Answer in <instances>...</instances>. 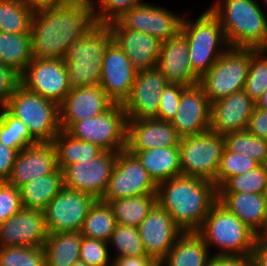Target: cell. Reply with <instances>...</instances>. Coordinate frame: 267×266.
<instances>
[{
    "mask_svg": "<svg viewBox=\"0 0 267 266\" xmlns=\"http://www.w3.org/2000/svg\"><path fill=\"white\" fill-rule=\"evenodd\" d=\"M180 166L182 175L213 182L225 149L223 135L207 131L180 138Z\"/></svg>",
    "mask_w": 267,
    "mask_h": 266,
    "instance_id": "cell-9",
    "label": "cell"
},
{
    "mask_svg": "<svg viewBox=\"0 0 267 266\" xmlns=\"http://www.w3.org/2000/svg\"><path fill=\"white\" fill-rule=\"evenodd\" d=\"M267 49L250 48L245 93L256 103L267 89Z\"/></svg>",
    "mask_w": 267,
    "mask_h": 266,
    "instance_id": "cell-39",
    "label": "cell"
},
{
    "mask_svg": "<svg viewBox=\"0 0 267 266\" xmlns=\"http://www.w3.org/2000/svg\"><path fill=\"white\" fill-rule=\"evenodd\" d=\"M263 166L265 167L266 174H267V157H266V160H265V162H264Z\"/></svg>",
    "mask_w": 267,
    "mask_h": 266,
    "instance_id": "cell-61",
    "label": "cell"
},
{
    "mask_svg": "<svg viewBox=\"0 0 267 266\" xmlns=\"http://www.w3.org/2000/svg\"><path fill=\"white\" fill-rule=\"evenodd\" d=\"M0 142L19 151L38 143L27 126L11 115L4 107L0 108Z\"/></svg>",
    "mask_w": 267,
    "mask_h": 266,
    "instance_id": "cell-38",
    "label": "cell"
},
{
    "mask_svg": "<svg viewBox=\"0 0 267 266\" xmlns=\"http://www.w3.org/2000/svg\"><path fill=\"white\" fill-rule=\"evenodd\" d=\"M184 15H176L166 8L142 3L108 23L110 28H128L151 35L161 42L176 36L181 30Z\"/></svg>",
    "mask_w": 267,
    "mask_h": 266,
    "instance_id": "cell-12",
    "label": "cell"
},
{
    "mask_svg": "<svg viewBox=\"0 0 267 266\" xmlns=\"http://www.w3.org/2000/svg\"><path fill=\"white\" fill-rule=\"evenodd\" d=\"M115 103L100 85L71 90L59 104V122L67 130L74 122L98 116Z\"/></svg>",
    "mask_w": 267,
    "mask_h": 266,
    "instance_id": "cell-21",
    "label": "cell"
},
{
    "mask_svg": "<svg viewBox=\"0 0 267 266\" xmlns=\"http://www.w3.org/2000/svg\"><path fill=\"white\" fill-rule=\"evenodd\" d=\"M225 148L236 154H244L263 165L267 157V140L252 135L247 130L223 136Z\"/></svg>",
    "mask_w": 267,
    "mask_h": 266,
    "instance_id": "cell-37",
    "label": "cell"
},
{
    "mask_svg": "<svg viewBox=\"0 0 267 266\" xmlns=\"http://www.w3.org/2000/svg\"><path fill=\"white\" fill-rule=\"evenodd\" d=\"M70 266H88V265L79 260L77 262L72 263Z\"/></svg>",
    "mask_w": 267,
    "mask_h": 266,
    "instance_id": "cell-57",
    "label": "cell"
},
{
    "mask_svg": "<svg viewBox=\"0 0 267 266\" xmlns=\"http://www.w3.org/2000/svg\"><path fill=\"white\" fill-rule=\"evenodd\" d=\"M170 123L180 138L210 130V102L199 84L182 90L177 113Z\"/></svg>",
    "mask_w": 267,
    "mask_h": 266,
    "instance_id": "cell-20",
    "label": "cell"
},
{
    "mask_svg": "<svg viewBox=\"0 0 267 266\" xmlns=\"http://www.w3.org/2000/svg\"><path fill=\"white\" fill-rule=\"evenodd\" d=\"M145 255L154 262H161L172 249L175 241L184 233L171 215L156 203L137 227Z\"/></svg>",
    "mask_w": 267,
    "mask_h": 266,
    "instance_id": "cell-16",
    "label": "cell"
},
{
    "mask_svg": "<svg viewBox=\"0 0 267 266\" xmlns=\"http://www.w3.org/2000/svg\"><path fill=\"white\" fill-rule=\"evenodd\" d=\"M26 1L34 10L41 8L63 6L71 3L69 0H26Z\"/></svg>",
    "mask_w": 267,
    "mask_h": 266,
    "instance_id": "cell-54",
    "label": "cell"
},
{
    "mask_svg": "<svg viewBox=\"0 0 267 266\" xmlns=\"http://www.w3.org/2000/svg\"><path fill=\"white\" fill-rule=\"evenodd\" d=\"M207 266H254L251 255L215 256L212 255Z\"/></svg>",
    "mask_w": 267,
    "mask_h": 266,
    "instance_id": "cell-51",
    "label": "cell"
},
{
    "mask_svg": "<svg viewBox=\"0 0 267 266\" xmlns=\"http://www.w3.org/2000/svg\"><path fill=\"white\" fill-rule=\"evenodd\" d=\"M0 266H45L42 247H0Z\"/></svg>",
    "mask_w": 267,
    "mask_h": 266,
    "instance_id": "cell-43",
    "label": "cell"
},
{
    "mask_svg": "<svg viewBox=\"0 0 267 266\" xmlns=\"http://www.w3.org/2000/svg\"><path fill=\"white\" fill-rule=\"evenodd\" d=\"M118 152L104 151L90 161L67 165L63 170V186L102 200L116 164Z\"/></svg>",
    "mask_w": 267,
    "mask_h": 266,
    "instance_id": "cell-13",
    "label": "cell"
},
{
    "mask_svg": "<svg viewBox=\"0 0 267 266\" xmlns=\"http://www.w3.org/2000/svg\"><path fill=\"white\" fill-rule=\"evenodd\" d=\"M47 237L41 210L22 209L0 224V247H42Z\"/></svg>",
    "mask_w": 267,
    "mask_h": 266,
    "instance_id": "cell-19",
    "label": "cell"
},
{
    "mask_svg": "<svg viewBox=\"0 0 267 266\" xmlns=\"http://www.w3.org/2000/svg\"><path fill=\"white\" fill-rule=\"evenodd\" d=\"M73 137L100 146L105 151L126 149L127 117L121 104L106 112L74 122L67 130Z\"/></svg>",
    "mask_w": 267,
    "mask_h": 266,
    "instance_id": "cell-10",
    "label": "cell"
},
{
    "mask_svg": "<svg viewBox=\"0 0 267 266\" xmlns=\"http://www.w3.org/2000/svg\"><path fill=\"white\" fill-rule=\"evenodd\" d=\"M32 60L30 33L0 32V63L12 68L21 76Z\"/></svg>",
    "mask_w": 267,
    "mask_h": 266,
    "instance_id": "cell-33",
    "label": "cell"
},
{
    "mask_svg": "<svg viewBox=\"0 0 267 266\" xmlns=\"http://www.w3.org/2000/svg\"><path fill=\"white\" fill-rule=\"evenodd\" d=\"M116 224L138 227L157 203L156 194H145L108 202Z\"/></svg>",
    "mask_w": 267,
    "mask_h": 266,
    "instance_id": "cell-34",
    "label": "cell"
},
{
    "mask_svg": "<svg viewBox=\"0 0 267 266\" xmlns=\"http://www.w3.org/2000/svg\"><path fill=\"white\" fill-rule=\"evenodd\" d=\"M259 165L251 157H247L244 154H236L225 148L216 174V188H220L230 177L253 170Z\"/></svg>",
    "mask_w": 267,
    "mask_h": 266,
    "instance_id": "cell-42",
    "label": "cell"
},
{
    "mask_svg": "<svg viewBox=\"0 0 267 266\" xmlns=\"http://www.w3.org/2000/svg\"><path fill=\"white\" fill-rule=\"evenodd\" d=\"M136 155L154 182L159 183L182 175L179 146L129 151Z\"/></svg>",
    "mask_w": 267,
    "mask_h": 266,
    "instance_id": "cell-28",
    "label": "cell"
},
{
    "mask_svg": "<svg viewBox=\"0 0 267 266\" xmlns=\"http://www.w3.org/2000/svg\"><path fill=\"white\" fill-rule=\"evenodd\" d=\"M67 79L63 58H33L20 76V84L28 91L39 94L59 105L70 92Z\"/></svg>",
    "mask_w": 267,
    "mask_h": 266,
    "instance_id": "cell-15",
    "label": "cell"
},
{
    "mask_svg": "<svg viewBox=\"0 0 267 266\" xmlns=\"http://www.w3.org/2000/svg\"><path fill=\"white\" fill-rule=\"evenodd\" d=\"M197 233L206 245L220 249L215 256L251 255L258 237L233 213L216 201Z\"/></svg>",
    "mask_w": 267,
    "mask_h": 266,
    "instance_id": "cell-5",
    "label": "cell"
},
{
    "mask_svg": "<svg viewBox=\"0 0 267 266\" xmlns=\"http://www.w3.org/2000/svg\"><path fill=\"white\" fill-rule=\"evenodd\" d=\"M71 3H84L86 4V0H69Z\"/></svg>",
    "mask_w": 267,
    "mask_h": 266,
    "instance_id": "cell-58",
    "label": "cell"
},
{
    "mask_svg": "<svg viewBox=\"0 0 267 266\" xmlns=\"http://www.w3.org/2000/svg\"><path fill=\"white\" fill-rule=\"evenodd\" d=\"M116 227V220L109 203L96 200L83 221L80 234L87 238L109 242Z\"/></svg>",
    "mask_w": 267,
    "mask_h": 266,
    "instance_id": "cell-35",
    "label": "cell"
},
{
    "mask_svg": "<svg viewBox=\"0 0 267 266\" xmlns=\"http://www.w3.org/2000/svg\"><path fill=\"white\" fill-rule=\"evenodd\" d=\"M57 167L62 171L67 165L81 161H90L105 150L100 146L73 137L66 130L60 132L52 140Z\"/></svg>",
    "mask_w": 267,
    "mask_h": 266,
    "instance_id": "cell-32",
    "label": "cell"
},
{
    "mask_svg": "<svg viewBox=\"0 0 267 266\" xmlns=\"http://www.w3.org/2000/svg\"><path fill=\"white\" fill-rule=\"evenodd\" d=\"M156 67L169 83L184 86L199 83L200 77L192 69L187 39L181 32L161 43Z\"/></svg>",
    "mask_w": 267,
    "mask_h": 266,
    "instance_id": "cell-24",
    "label": "cell"
},
{
    "mask_svg": "<svg viewBox=\"0 0 267 266\" xmlns=\"http://www.w3.org/2000/svg\"><path fill=\"white\" fill-rule=\"evenodd\" d=\"M251 257L254 266H267V241L259 236L255 240Z\"/></svg>",
    "mask_w": 267,
    "mask_h": 266,
    "instance_id": "cell-52",
    "label": "cell"
},
{
    "mask_svg": "<svg viewBox=\"0 0 267 266\" xmlns=\"http://www.w3.org/2000/svg\"><path fill=\"white\" fill-rule=\"evenodd\" d=\"M267 188L265 167L259 165L253 170L230 177L217 192H250L264 194Z\"/></svg>",
    "mask_w": 267,
    "mask_h": 266,
    "instance_id": "cell-41",
    "label": "cell"
},
{
    "mask_svg": "<svg viewBox=\"0 0 267 266\" xmlns=\"http://www.w3.org/2000/svg\"><path fill=\"white\" fill-rule=\"evenodd\" d=\"M95 201L91 195L63 187L43 211L48 234L80 232Z\"/></svg>",
    "mask_w": 267,
    "mask_h": 266,
    "instance_id": "cell-14",
    "label": "cell"
},
{
    "mask_svg": "<svg viewBox=\"0 0 267 266\" xmlns=\"http://www.w3.org/2000/svg\"><path fill=\"white\" fill-rule=\"evenodd\" d=\"M156 196L182 231L197 232L217 201V188L213 182L179 175L159 183Z\"/></svg>",
    "mask_w": 267,
    "mask_h": 266,
    "instance_id": "cell-2",
    "label": "cell"
},
{
    "mask_svg": "<svg viewBox=\"0 0 267 266\" xmlns=\"http://www.w3.org/2000/svg\"><path fill=\"white\" fill-rule=\"evenodd\" d=\"M264 196H265V201H266V203H267V188H266V190H265Z\"/></svg>",
    "mask_w": 267,
    "mask_h": 266,
    "instance_id": "cell-62",
    "label": "cell"
},
{
    "mask_svg": "<svg viewBox=\"0 0 267 266\" xmlns=\"http://www.w3.org/2000/svg\"><path fill=\"white\" fill-rule=\"evenodd\" d=\"M109 243L82 236L80 261L88 266H112L109 262Z\"/></svg>",
    "mask_w": 267,
    "mask_h": 266,
    "instance_id": "cell-45",
    "label": "cell"
},
{
    "mask_svg": "<svg viewBox=\"0 0 267 266\" xmlns=\"http://www.w3.org/2000/svg\"><path fill=\"white\" fill-rule=\"evenodd\" d=\"M186 86L169 83L160 98L159 110L155 119L171 122L178 110L182 90Z\"/></svg>",
    "mask_w": 267,
    "mask_h": 266,
    "instance_id": "cell-46",
    "label": "cell"
},
{
    "mask_svg": "<svg viewBox=\"0 0 267 266\" xmlns=\"http://www.w3.org/2000/svg\"><path fill=\"white\" fill-rule=\"evenodd\" d=\"M250 64V48L229 47L200 77L199 85L210 104L244 89Z\"/></svg>",
    "mask_w": 267,
    "mask_h": 266,
    "instance_id": "cell-8",
    "label": "cell"
},
{
    "mask_svg": "<svg viewBox=\"0 0 267 266\" xmlns=\"http://www.w3.org/2000/svg\"><path fill=\"white\" fill-rule=\"evenodd\" d=\"M217 201L257 236L264 231L267 224V203L264 194L217 192Z\"/></svg>",
    "mask_w": 267,
    "mask_h": 266,
    "instance_id": "cell-27",
    "label": "cell"
},
{
    "mask_svg": "<svg viewBox=\"0 0 267 266\" xmlns=\"http://www.w3.org/2000/svg\"><path fill=\"white\" fill-rule=\"evenodd\" d=\"M168 84L157 67L139 71L130 96L123 104L127 119L156 118L161 95Z\"/></svg>",
    "mask_w": 267,
    "mask_h": 266,
    "instance_id": "cell-17",
    "label": "cell"
},
{
    "mask_svg": "<svg viewBox=\"0 0 267 266\" xmlns=\"http://www.w3.org/2000/svg\"><path fill=\"white\" fill-rule=\"evenodd\" d=\"M18 152V149L0 142V182H6L9 178Z\"/></svg>",
    "mask_w": 267,
    "mask_h": 266,
    "instance_id": "cell-50",
    "label": "cell"
},
{
    "mask_svg": "<svg viewBox=\"0 0 267 266\" xmlns=\"http://www.w3.org/2000/svg\"><path fill=\"white\" fill-rule=\"evenodd\" d=\"M246 130L256 137L267 140V111L255 107Z\"/></svg>",
    "mask_w": 267,
    "mask_h": 266,
    "instance_id": "cell-49",
    "label": "cell"
},
{
    "mask_svg": "<svg viewBox=\"0 0 267 266\" xmlns=\"http://www.w3.org/2000/svg\"><path fill=\"white\" fill-rule=\"evenodd\" d=\"M19 85L20 75L12 68L0 63V108L5 107Z\"/></svg>",
    "mask_w": 267,
    "mask_h": 266,
    "instance_id": "cell-48",
    "label": "cell"
},
{
    "mask_svg": "<svg viewBox=\"0 0 267 266\" xmlns=\"http://www.w3.org/2000/svg\"><path fill=\"white\" fill-rule=\"evenodd\" d=\"M63 187V174L59 168L22 185L19 191L23 209L44 211Z\"/></svg>",
    "mask_w": 267,
    "mask_h": 266,
    "instance_id": "cell-30",
    "label": "cell"
},
{
    "mask_svg": "<svg viewBox=\"0 0 267 266\" xmlns=\"http://www.w3.org/2000/svg\"><path fill=\"white\" fill-rule=\"evenodd\" d=\"M33 13L26 0H0V32L30 33Z\"/></svg>",
    "mask_w": 267,
    "mask_h": 266,
    "instance_id": "cell-36",
    "label": "cell"
},
{
    "mask_svg": "<svg viewBox=\"0 0 267 266\" xmlns=\"http://www.w3.org/2000/svg\"><path fill=\"white\" fill-rule=\"evenodd\" d=\"M137 73L130 59L113 40L104 55L99 85L115 104L123 105L128 99Z\"/></svg>",
    "mask_w": 267,
    "mask_h": 266,
    "instance_id": "cell-18",
    "label": "cell"
},
{
    "mask_svg": "<svg viewBox=\"0 0 267 266\" xmlns=\"http://www.w3.org/2000/svg\"><path fill=\"white\" fill-rule=\"evenodd\" d=\"M112 266H150L154 261L148 256L113 258Z\"/></svg>",
    "mask_w": 267,
    "mask_h": 266,
    "instance_id": "cell-53",
    "label": "cell"
},
{
    "mask_svg": "<svg viewBox=\"0 0 267 266\" xmlns=\"http://www.w3.org/2000/svg\"><path fill=\"white\" fill-rule=\"evenodd\" d=\"M80 232H59L48 234L42 246L45 266H70L80 260Z\"/></svg>",
    "mask_w": 267,
    "mask_h": 266,
    "instance_id": "cell-31",
    "label": "cell"
},
{
    "mask_svg": "<svg viewBox=\"0 0 267 266\" xmlns=\"http://www.w3.org/2000/svg\"><path fill=\"white\" fill-rule=\"evenodd\" d=\"M256 107L261 110L267 111V89L263 92L261 97L257 100Z\"/></svg>",
    "mask_w": 267,
    "mask_h": 266,
    "instance_id": "cell-55",
    "label": "cell"
},
{
    "mask_svg": "<svg viewBox=\"0 0 267 266\" xmlns=\"http://www.w3.org/2000/svg\"><path fill=\"white\" fill-rule=\"evenodd\" d=\"M157 186L136 155L124 149L117 154L102 201L108 203L115 199L157 194Z\"/></svg>",
    "mask_w": 267,
    "mask_h": 266,
    "instance_id": "cell-11",
    "label": "cell"
},
{
    "mask_svg": "<svg viewBox=\"0 0 267 266\" xmlns=\"http://www.w3.org/2000/svg\"><path fill=\"white\" fill-rule=\"evenodd\" d=\"M95 3V0H86V4L93 6Z\"/></svg>",
    "mask_w": 267,
    "mask_h": 266,
    "instance_id": "cell-59",
    "label": "cell"
},
{
    "mask_svg": "<svg viewBox=\"0 0 267 266\" xmlns=\"http://www.w3.org/2000/svg\"><path fill=\"white\" fill-rule=\"evenodd\" d=\"M184 15L180 32L187 39L192 69L201 77L229 46L220 21L209 9L194 22Z\"/></svg>",
    "mask_w": 267,
    "mask_h": 266,
    "instance_id": "cell-6",
    "label": "cell"
},
{
    "mask_svg": "<svg viewBox=\"0 0 267 266\" xmlns=\"http://www.w3.org/2000/svg\"><path fill=\"white\" fill-rule=\"evenodd\" d=\"M259 237L267 241V224H266L264 231L261 233Z\"/></svg>",
    "mask_w": 267,
    "mask_h": 266,
    "instance_id": "cell-56",
    "label": "cell"
},
{
    "mask_svg": "<svg viewBox=\"0 0 267 266\" xmlns=\"http://www.w3.org/2000/svg\"><path fill=\"white\" fill-rule=\"evenodd\" d=\"M94 24V7L84 3L34 10L30 29L33 58H63L67 48Z\"/></svg>",
    "mask_w": 267,
    "mask_h": 266,
    "instance_id": "cell-1",
    "label": "cell"
},
{
    "mask_svg": "<svg viewBox=\"0 0 267 266\" xmlns=\"http://www.w3.org/2000/svg\"><path fill=\"white\" fill-rule=\"evenodd\" d=\"M209 10L232 48L267 49V16L258 0H219Z\"/></svg>",
    "mask_w": 267,
    "mask_h": 266,
    "instance_id": "cell-3",
    "label": "cell"
},
{
    "mask_svg": "<svg viewBox=\"0 0 267 266\" xmlns=\"http://www.w3.org/2000/svg\"><path fill=\"white\" fill-rule=\"evenodd\" d=\"M113 40L139 71L156 67L161 41L151 35L128 28H110Z\"/></svg>",
    "mask_w": 267,
    "mask_h": 266,
    "instance_id": "cell-26",
    "label": "cell"
},
{
    "mask_svg": "<svg viewBox=\"0 0 267 266\" xmlns=\"http://www.w3.org/2000/svg\"><path fill=\"white\" fill-rule=\"evenodd\" d=\"M56 152L52 142H38L20 150L7 183L16 188L53 173L57 169Z\"/></svg>",
    "mask_w": 267,
    "mask_h": 266,
    "instance_id": "cell-23",
    "label": "cell"
},
{
    "mask_svg": "<svg viewBox=\"0 0 267 266\" xmlns=\"http://www.w3.org/2000/svg\"><path fill=\"white\" fill-rule=\"evenodd\" d=\"M4 108L22 121L38 142H52L61 130L59 105L28 91L21 84L10 96Z\"/></svg>",
    "mask_w": 267,
    "mask_h": 266,
    "instance_id": "cell-7",
    "label": "cell"
},
{
    "mask_svg": "<svg viewBox=\"0 0 267 266\" xmlns=\"http://www.w3.org/2000/svg\"><path fill=\"white\" fill-rule=\"evenodd\" d=\"M256 103L245 93L237 91L210 104V131L225 135L245 131Z\"/></svg>",
    "mask_w": 267,
    "mask_h": 266,
    "instance_id": "cell-22",
    "label": "cell"
},
{
    "mask_svg": "<svg viewBox=\"0 0 267 266\" xmlns=\"http://www.w3.org/2000/svg\"><path fill=\"white\" fill-rule=\"evenodd\" d=\"M142 3H144L142 0H95L94 21L96 24H108L117 20L124 12ZM97 6L98 11L96 10Z\"/></svg>",
    "mask_w": 267,
    "mask_h": 266,
    "instance_id": "cell-44",
    "label": "cell"
},
{
    "mask_svg": "<svg viewBox=\"0 0 267 266\" xmlns=\"http://www.w3.org/2000/svg\"><path fill=\"white\" fill-rule=\"evenodd\" d=\"M22 209L19 188L0 182V224Z\"/></svg>",
    "mask_w": 267,
    "mask_h": 266,
    "instance_id": "cell-47",
    "label": "cell"
},
{
    "mask_svg": "<svg viewBox=\"0 0 267 266\" xmlns=\"http://www.w3.org/2000/svg\"><path fill=\"white\" fill-rule=\"evenodd\" d=\"M108 243L117 252L114 258L146 256L137 227L116 224Z\"/></svg>",
    "mask_w": 267,
    "mask_h": 266,
    "instance_id": "cell-40",
    "label": "cell"
},
{
    "mask_svg": "<svg viewBox=\"0 0 267 266\" xmlns=\"http://www.w3.org/2000/svg\"><path fill=\"white\" fill-rule=\"evenodd\" d=\"M180 137L170 122L151 119H127L126 149L140 151L150 148L179 146Z\"/></svg>",
    "mask_w": 267,
    "mask_h": 266,
    "instance_id": "cell-25",
    "label": "cell"
},
{
    "mask_svg": "<svg viewBox=\"0 0 267 266\" xmlns=\"http://www.w3.org/2000/svg\"><path fill=\"white\" fill-rule=\"evenodd\" d=\"M211 254L197 232H184L161 262L163 266H207Z\"/></svg>",
    "mask_w": 267,
    "mask_h": 266,
    "instance_id": "cell-29",
    "label": "cell"
},
{
    "mask_svg": "<svg viewBox=\"0 0 267 266\" xmlns=\"http://www.w3.org/2000/svg\"><path fill=\"white\" fill-rule=\"evenodd\" d=\"M150 266H163L162 262H154L152 265Z\"/></svg>",
    "mask_w": 267,
    "mask_h": 266,
    "instance_id": "cell-60",
    "label": "cell"
},
{
    "mask_svg": "<svg viewBox=\"0 0 267 266\" xmlns=\"http://www.w3.org/2000/svg\"><path fill=\"white\" fill-rule=\"evenodd\" d=\"M112 41L108 24H94L80 40L67 48L63 61L70 91L99 85L104 55Z\"/></svg>",
    "mask_w": 267,
    "mask_h": 266,
    "instance_id": "cell-4",
    "label": "cell"
}]
</instances>
